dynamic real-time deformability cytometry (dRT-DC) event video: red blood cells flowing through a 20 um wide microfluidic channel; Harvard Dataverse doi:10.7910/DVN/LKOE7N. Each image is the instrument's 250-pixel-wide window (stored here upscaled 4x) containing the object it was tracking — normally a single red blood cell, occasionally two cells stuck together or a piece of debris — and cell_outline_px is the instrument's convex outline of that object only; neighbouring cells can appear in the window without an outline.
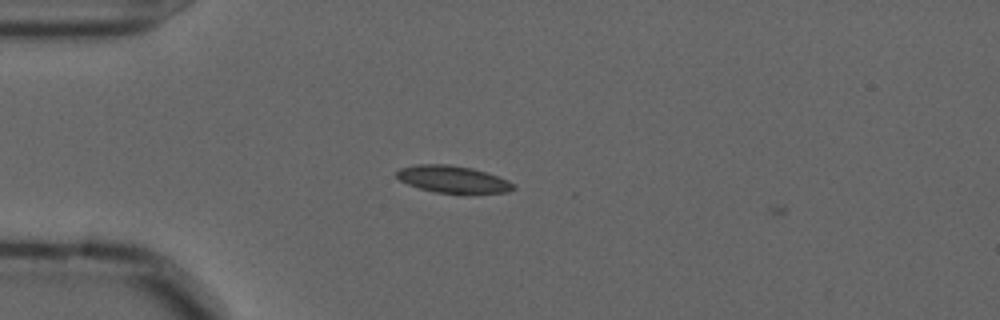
{"species": "common noctule bat (a hibernating species)", "species_latin": "Nyctalus noctula", "temperature_condition": "cold", "stored_images_in_passage": 8, "camera_frame_rate_fps": 3000, "um_per_image_px": 0.085, "animal": {"sex": "male", "forearm_length_mm": 52.5}, "frame": {"image": 1, "passage_image": 7, "time_ms": 2.0, "image_size_px": [1000, 320], "cell_outline_px": [[516, 188], [508, 192], [436, 192], [420, 188], [408, 184], [400, 180], [396, 176], [396, 172], [400, 168], [416, 164], [448, 164], [472, 168], [500, 176], [516, 184]], "centroid_in_image_um": [38.51, 15.21], "position_along_channel_um": 46.5, "area_um2": 18.21}}